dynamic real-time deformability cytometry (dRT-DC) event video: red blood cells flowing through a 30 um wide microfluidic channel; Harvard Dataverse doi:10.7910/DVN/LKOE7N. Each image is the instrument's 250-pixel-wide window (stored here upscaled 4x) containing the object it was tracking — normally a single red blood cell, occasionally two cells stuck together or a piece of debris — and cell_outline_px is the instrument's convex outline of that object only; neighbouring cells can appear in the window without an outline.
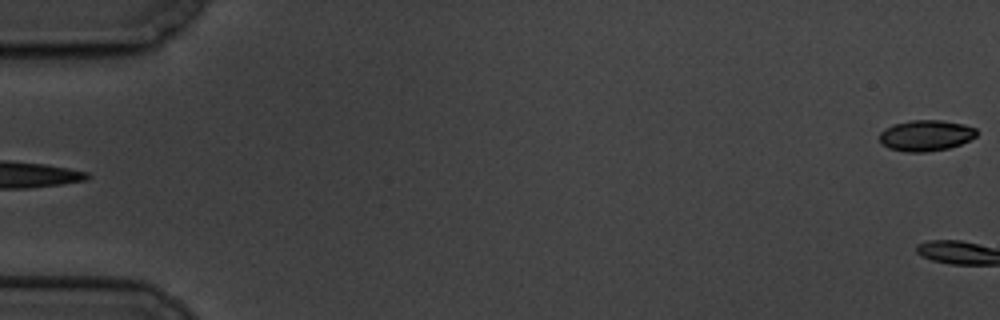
{"species": "common noctule bat (a hibernating species)", "species_latin": "Nyctalus noctula", "temperature_condition": "cold", "stored_images_in_passage": 6, "segment_of_instrument_passage": [2, 2], "camera_frame_rate_fps": 3000, "um_per_image_px": 0.085, "animal": {"sex": "male", "body_mass_g": 19.5, "forearm_length_mm": 54.6}, "frame": {"image": 1, "passage_image": 6, "time_ms": 6.0, "image_size_px": [1000, 320], "cell_outline_px": [[976, 136], [960, 144], [948, 148], [924, 152], [904, 152], [888, 148], [880, 144], [880, 132], [884, 128], [892, 124], [912, 120], [940, 120], [964, 124], [976, 128]], "centroid_in_image_um": [78.65, 11.51], "position_along_channel_um": 6.3, "area_um2": 17.57}}